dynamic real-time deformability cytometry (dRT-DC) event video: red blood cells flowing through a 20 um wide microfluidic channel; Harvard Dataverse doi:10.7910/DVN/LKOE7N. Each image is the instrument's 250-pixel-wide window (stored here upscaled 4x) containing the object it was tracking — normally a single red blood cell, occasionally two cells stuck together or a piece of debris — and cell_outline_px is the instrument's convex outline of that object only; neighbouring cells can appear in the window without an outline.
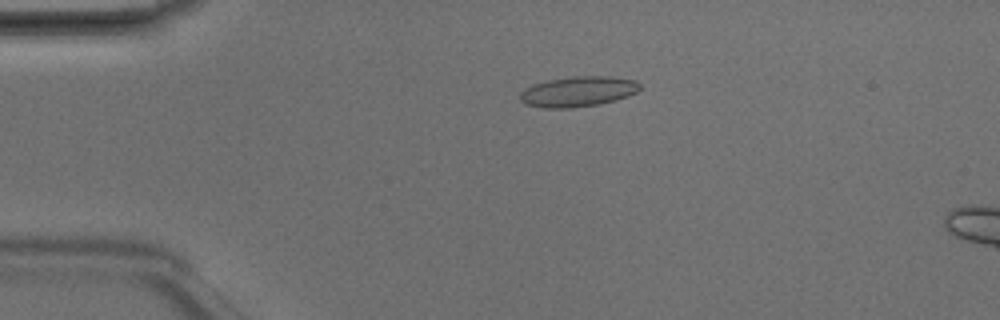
{"species": "Egyptian fruit bat (a non-hibernating species)", "species_latin": "Rousettus aegyptiacus", "temperature_condition": "room temperature", "stored_images_in_passage": 5, "camera_frame_rate_fps": 3000, "um_per_image_px": 0.085, "animal": {"sex": "male"}, "frame": {"image": 1, "passage_image": 4, "time_ms": 1.0, "image_size_px": [1000, 320], "cell_outline_px": [[640, 88], [636, 92], [628, 96], [616, 100], [600, 104], [572, 108], [544, 108], [524, 104], [520, 100], [520, 92], [524, 88], [532, 84], [548, 80], [572, 76], [612, 76], [636, 80], [640, 84]], "centroid_in_image_um": [49.12, 7.78], "position_along_channel_um": 35.9, "area_um2": 21.44}}